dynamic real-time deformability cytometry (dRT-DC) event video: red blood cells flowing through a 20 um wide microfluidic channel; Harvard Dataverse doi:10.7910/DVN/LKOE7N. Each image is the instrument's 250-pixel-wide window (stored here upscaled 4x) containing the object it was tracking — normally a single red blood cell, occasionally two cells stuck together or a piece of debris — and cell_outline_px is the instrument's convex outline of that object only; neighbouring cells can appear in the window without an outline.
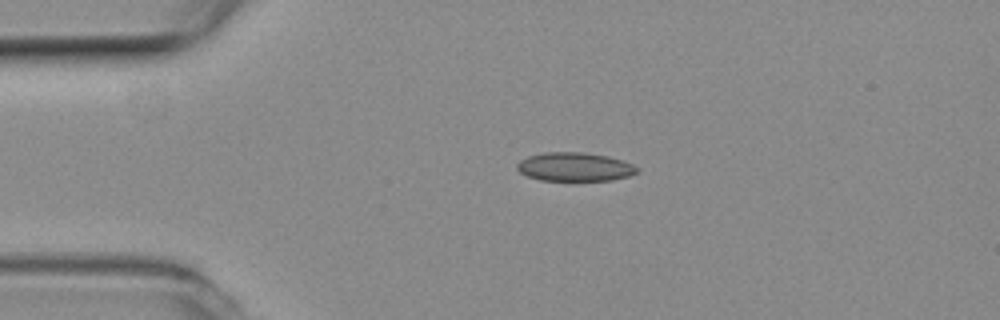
{"species": "common noctule bat (a hibernating species)", "species_latin": "Nyctalus noctula", "temperature_condition": "room temperature", "stored_images_in_passage": 43, "camera_frame_rate_fps": 3000, "um_per_image_px": 0.085, "animal": {"sex": "female", "body_mass_g": 19.3, "forearm_length_mm": 54.1}, "frame": {"image": 1, "passage_image": 1, "time_ms": 0.0, "image_size_px": [1000, 320], "cell_outline_px": [[640, 172], [628, 176], [612, 180], [540, 180], [528, 176], [520, 172], [516, 168], [516, 164], [520, 160], [528, 156], [544, 152], [584, 152], [608, 156], [632, 164], [640, 168]], "centroid_in_image_um": [48.86, 14.18], "position_along_channel_um": 36.1, "area_um2": 20.11}}
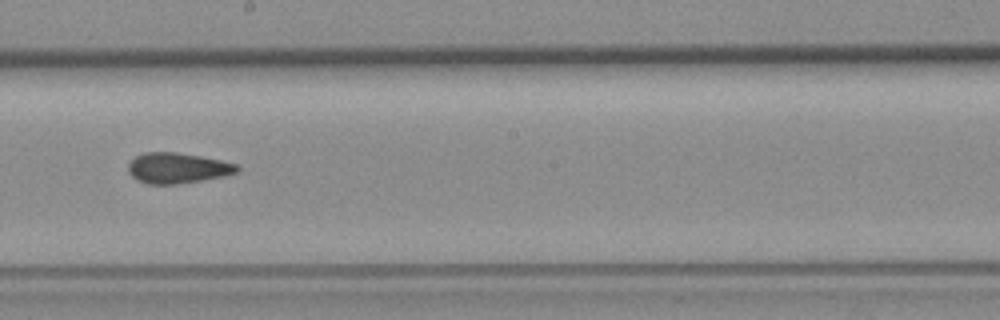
{"frame": {"image": 2, "passage_image": 19, "time_ms": 6.0, "image_size_px": [1000, 320], "cell_outline_px": [[240, 172], [224, 176], [176, 184], [148, 184], [136, 180], [128, 172], [128, 164], [136, 156], [144, 152], [176, 152], [200, 156], [220, 160], [236, 164], [240, 168]], "centroid_in_image_um": [15.08, 14.28], "position_along_channel_um": 233.1, "area_um2": 19.36}}
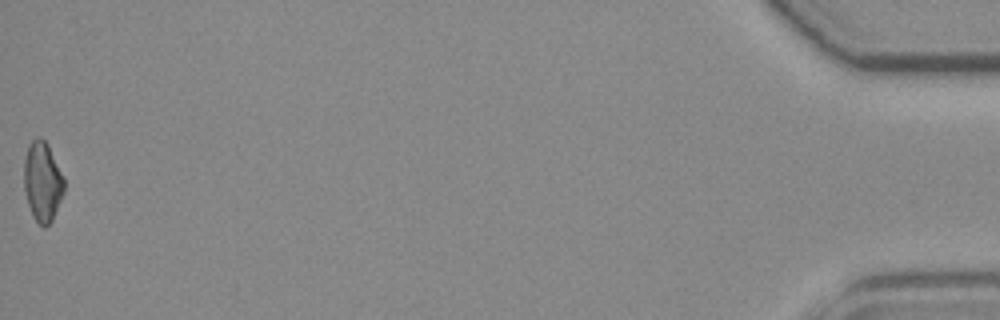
{"frame": {"image": 3, "passage_image": 43, "time_ms": 14.0, "image_size_px": [1000, 320], "cell_outline_px": [[64, 192], [52, 220], [44, 228], [32, 216], [24, 192], [24, 160], [28, 144], [36, 136], [40, 136], [48, 144], [64, 180]], "centroid_in_image_um": [3.59, 15.42], "position_along_channel_um": 431.6, "area_um2": 18.61}, "authors_computed_cell_mechanics": {"area_um2": 19.1896, "velocity_mm_per_s": 3.8279, "shape_relaxation_time_tau1_ms": null, "shape_relaxation_time_tau2_ms": 2.5238, "deformation_change_tau1": null, "deformation_change_tau2": 0.088}}